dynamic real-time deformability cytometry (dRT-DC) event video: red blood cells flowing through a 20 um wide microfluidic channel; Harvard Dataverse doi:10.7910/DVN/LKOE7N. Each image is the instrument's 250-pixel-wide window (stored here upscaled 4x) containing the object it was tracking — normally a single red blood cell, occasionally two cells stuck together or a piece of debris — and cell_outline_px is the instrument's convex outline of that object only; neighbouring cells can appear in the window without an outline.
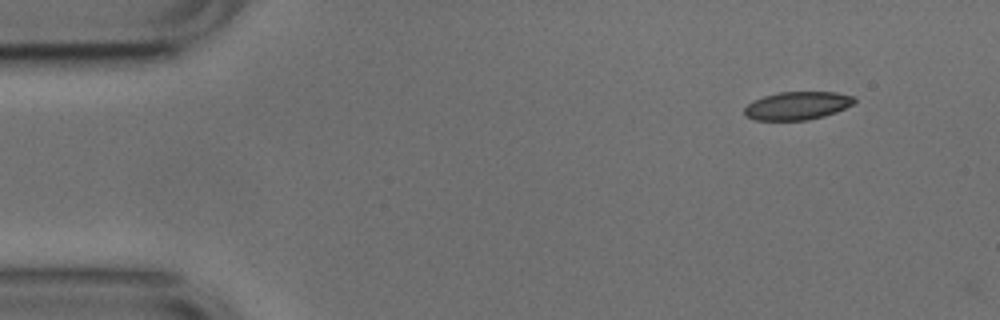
{"species": "common noctule bat (a hibernating species)", "species_latin": "Nyctalus noctula", "temperature_condition": "cold", "stored_images_in_passage": 48, "camera_frame_rate_fps": 3000, "um_per_image_px": 0.085, "animal": {"sex": "male", "body_mass_g": 17.9, "forearm_length_mm": 54.2}, "frame": {"image": 1, "passage_image": 1, "time_ms": 0.0, "image_size_px": [1000, 320], "cell_outline_px": [[856, 100], [852, 104], [836, 112], [824, 116], [808, 120], [756, 120], [744, 116], [744, 108], [752, 100], [764, 96], [780, 92], [836, 92], [856, 96]], "centroid_in_image_um": [67.76, 8.98], "position_along_channel_um": 17.2, "area_um2": 18.09}}
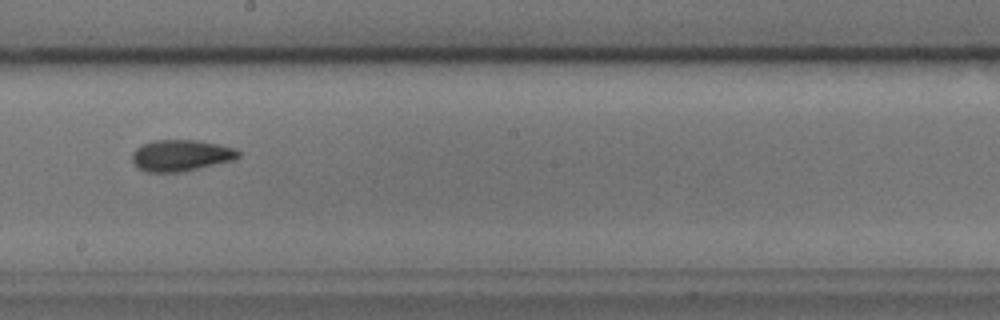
{"frame": {"image": 2, "passage_image": 25, "time_ms": 8.0, "image_size_px": [1000, 320], "cell_outline_px": [[240, 156], [236, 160], [180, 172], [148, 172], [140, 168], [132, 160], [132, 152], [136, 148], [152, 140], [196, 140], [236, 148], [240, 152]], "centroid_in_image_um": [15.41, 13.21], "position_along_channel_um": 232.8, "area_um2": 19.36}}
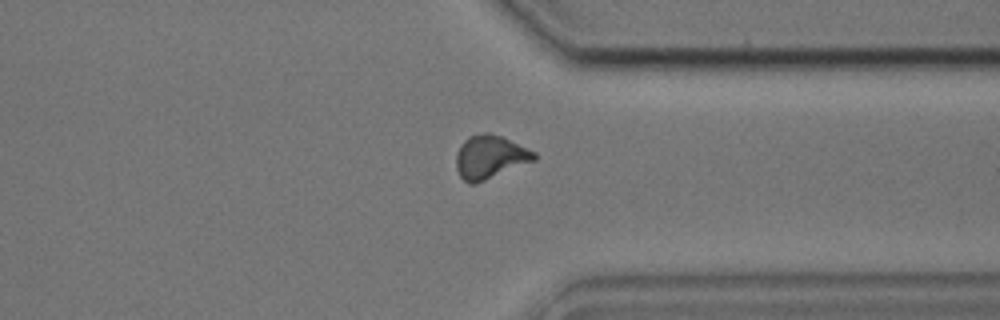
{"frame": {"image": 3, "passage_image": 36, "time_ms": 11.667, "image_size_px": [1000, 320], "cell_outline_px": [[536, 160], [476, 184], [468, 184], [460, 176], [456, 168], [456, 152], [460, 144], [468, 136], [484, 132], [488, 132], [500, 136], [536, 152]], "centroid_in_image_um": [41.62, 13.35], "position_along_channel_um": 369.8, "area_um2": 19.83}, "authors_computed_cell_mechanics": {"area_um2": 18.9006, "velocity_mm_per_s": 3.7937, "shape_relaxation_time_tau1_ms": 4.7227, "shape_relaxation_time_tau2_ms": 2.8859, "deformation_change_tau1": 0.1287, "deformation_change_tau2": 0.078}}